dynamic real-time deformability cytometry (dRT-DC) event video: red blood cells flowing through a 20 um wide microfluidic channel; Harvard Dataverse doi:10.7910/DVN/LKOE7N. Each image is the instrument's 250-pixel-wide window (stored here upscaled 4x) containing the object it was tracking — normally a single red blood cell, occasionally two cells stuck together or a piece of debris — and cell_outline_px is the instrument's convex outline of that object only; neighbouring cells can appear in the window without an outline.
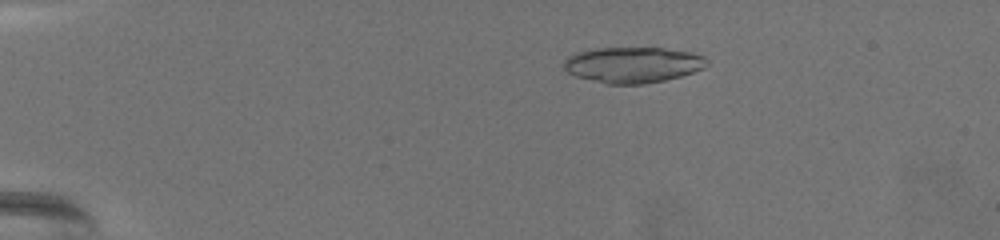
{"species": "common noctule bat (a hibernating species)", "species_latin": "Nyctalus noctula", "temperature_condition": "warm", "stored_images_in_passage": 27, "camera_frame_rate_fps": 3000, "um_per_image_px": 0.085, "animal": {"sex": "female", "body_mass_g": 19.5, "forearm_length_mm": 54.1}, "frame": {"image": 1, "passage_image": 15, "time_ms": 4.667, "image_size_px": [1000, 240], "cell_outline_px": [[708, 64], [704, 68], [680, 76], [664, 80], [644, 84], [608, 84], [576, 76], [568, 72], [564, 68], [564, 60], [568, 56], [576, 52], [596, 48], [660, 48], [692, 52], [704, 56], [708, 60]], "centroid_in_image_um": [53.8, 5.5], "position_along_channel_um": 31.2, "area_um2": 29.77}}
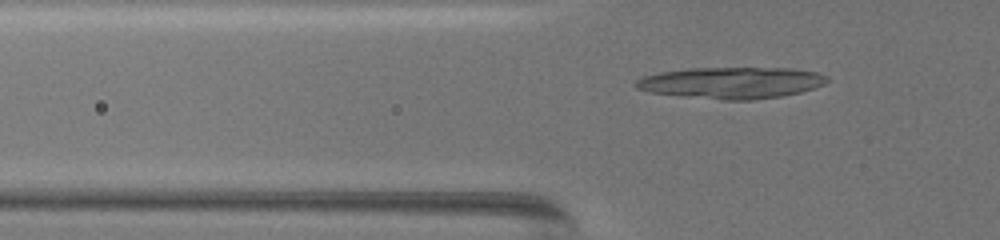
{"frame": {"image": 2, "passage_image": 26, "time_ms": 8.333, "image_size_px": [1000, 240], "cell_outline_px": [[828, 80], [824, 84], [800, 92], [780, 96], [752, 100], [724, 100], [680, 96], [648, 92], [636, 88], [632, 84], [636, 80], [644, 76], [660, 72], [692, 68], [788, 68], [816, 72], [828, 76]], "centroid_in_image_um": [62.13, 7.04], "position_along_channel_um": 63.7, "area_um2": 35.08}}